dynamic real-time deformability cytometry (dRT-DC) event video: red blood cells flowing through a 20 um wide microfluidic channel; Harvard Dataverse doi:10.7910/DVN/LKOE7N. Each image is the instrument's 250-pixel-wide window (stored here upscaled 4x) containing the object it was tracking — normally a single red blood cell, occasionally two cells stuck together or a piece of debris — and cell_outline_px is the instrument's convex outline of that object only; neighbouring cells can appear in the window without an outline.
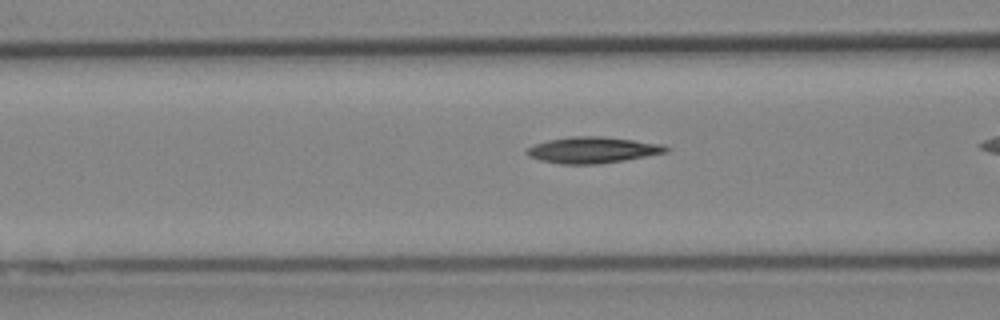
{"species": "Egyptian fruit bat (a non-hibernating species)", "species_latin": "Rousettus aegyptiacus", "temperature_condition": "cold", "stored_images_in_passage": 37, "camera_frame_rate_fps": 3000, "um_per_image_px": 0.085, "animal": {"sex": "female"}, "frame": {"image": 1, "passage_image": 17, "time_ms": 5.333, "image_size_px": [1000, 320], "cell_outline_px": [[672, 148], [668, 152], [624, 160], [596, 164], [560, 164], [540, 160], [528, 156], [524, 152], [528, 148], [536, 144], [548, 140], [572, 136], [600, 136], [664, 144]], "centroid_in_image_um": [50.39, 12.75], "position_along_channel_um": 116.2, "area_um2": 21.21}}
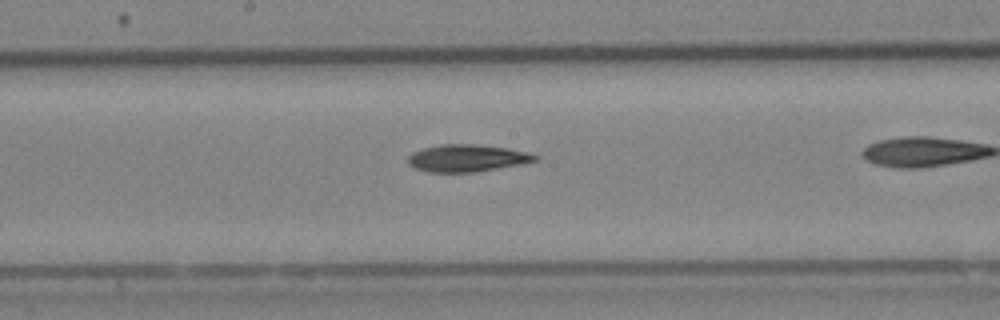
{"frame": {"image": 2, "passage_image": 24, "time_ms": 7.667, "image_size_px": [1000, 320], "cell_outline_px": [[540, 156], [536, 160], [524, 164], [476, 172], [428, 172], [416, 168], [408, 164], [408, 156], [412, 152], [424, 148], [440, 144], [476, 144], [508, 148], [532, 152]], "centroid_in_image_um": [39.75, 13.44], "position_along_channel_um": 208.4, "area_um2": 20.4}}
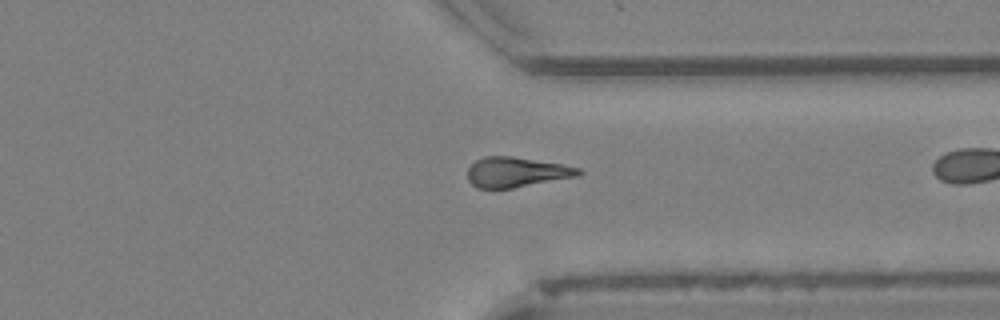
{"frame": {"image": 3, "passage_image": 36, "time_ms": 11.667, "image_size_px": [1000, 320], "cell_outline_px": [[584, 172], [580, 176], [512, 188], [476, 188], [468, 180], [468, 168], [476, 160], [484, 156], [512, 156], [560, 164], [580, 168]], "centroid_in_image_um": [43.91, 14.63], "position_along_channel_um": 367.5, "area_um2": 19.42}}